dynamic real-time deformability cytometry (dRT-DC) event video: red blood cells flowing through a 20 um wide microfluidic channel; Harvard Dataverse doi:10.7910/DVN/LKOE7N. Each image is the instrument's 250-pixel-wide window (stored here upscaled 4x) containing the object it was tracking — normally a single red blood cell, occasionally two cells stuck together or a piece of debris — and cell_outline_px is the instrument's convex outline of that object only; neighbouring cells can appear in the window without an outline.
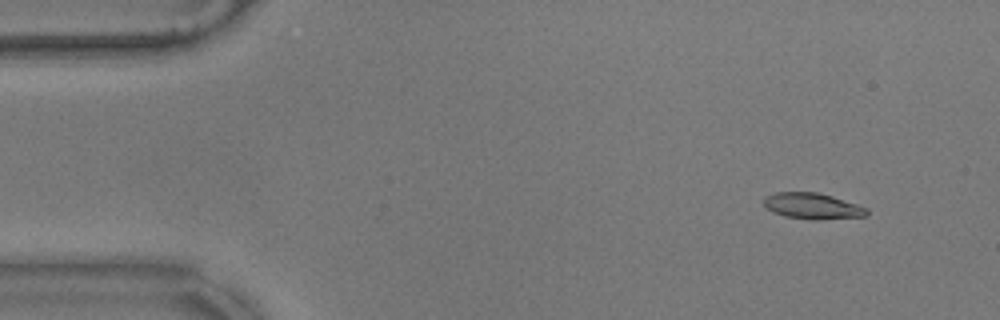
{"species": "common noctule bat (a hibernating species)", "species_latin": "Nyctalus noctula", "temperature_condition": "warm", "stored_images_in_passage": 57, "segment_of_instrument_passage": [1, 2], "camera_frame_rate_fps": 3000, "um_per_image_px": 0.085, "animal": {"sex": "male", "body_mass_g": 17.9}, "frame": {"image": 1, "passage_image": 4, "time_ms": 1.0, "image_size_px": [1000, 320], "cell_outline_px": [[868, 216], [820, 220], [812, 220], [784, 216], [772, 212], [764, 204], [764, 196], [776, 192], [816, 192], [832, 196], [868, 208]], "centroid_in_image_um": [69.07, 17.52], "position_along_channel_um": 15.9, "area_um2": 15.72}}
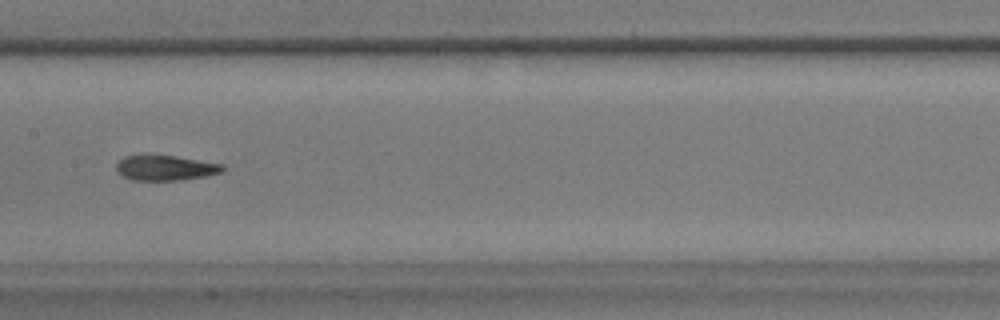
{"frame": {"image": 2, "passage_image": 27, "time_ms": 8.667, "image_size_px": [1000, 320], "cell_outline_px": [[224, 168], [220, 172], [204, 176], [180, 180], [132, 180], [120, 176], [116, 172], [116, 164], [124, 156], [176, 156], [224, 164]], "centroid_in_image_um": [14.02, 14.28], "position_along_channel_um": 193.4, "area_um2": 15.43}}
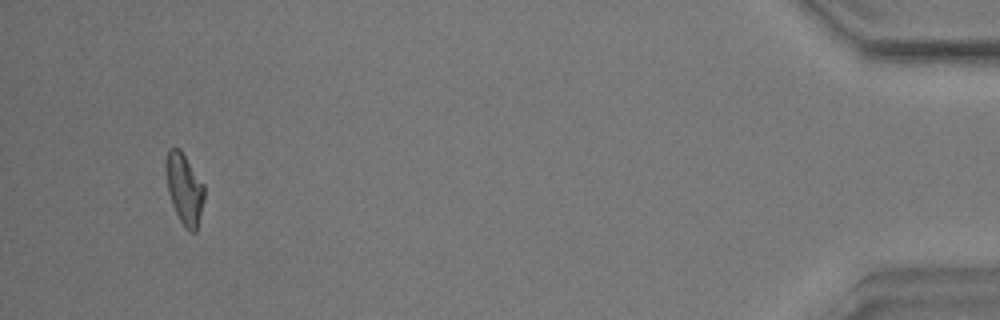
{"frame": {"image": 3, "passage_image": 53, "time_ms": 17.333, "image_size_px": [1000, 320], "cell_outline_px": [[204, 200], [196, 232], [192, 232], [180, 220], [172, 204], [168, 192], [164, 168], [164, 160], [168, 148], [180, 148], [204, 184]], "centroid_in_image_um": [15.64, 15.98], "position_along_channel_um": 419.6, "area_um2": 15.9}}